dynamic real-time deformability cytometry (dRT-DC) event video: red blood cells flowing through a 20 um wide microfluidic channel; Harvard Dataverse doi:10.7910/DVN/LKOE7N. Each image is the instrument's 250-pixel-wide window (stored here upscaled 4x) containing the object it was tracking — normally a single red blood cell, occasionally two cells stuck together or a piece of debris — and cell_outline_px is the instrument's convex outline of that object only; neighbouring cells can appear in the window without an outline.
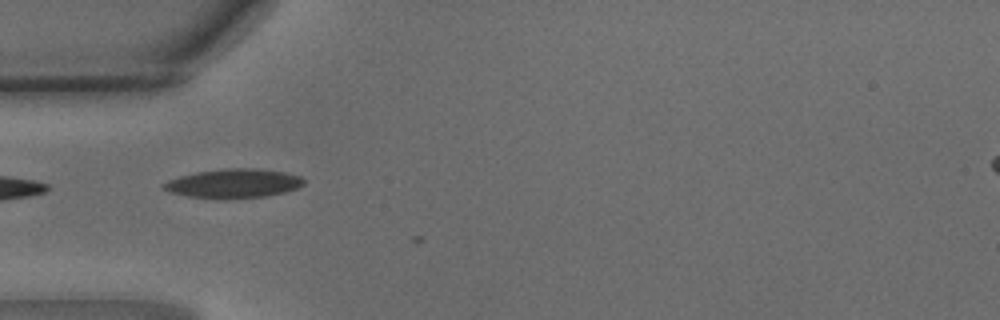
{"species": "common noctule bat (a hibernating species)", "species_latin": "Nyctalus noctula", "temperature_condition": "warm", "stored_images_in_passage": 5, "camera_frame_rate_fps": 3000, "um_per_image_px": 0.085, "animal": {"sex": "male", "body_mass_g": 15.6}, "frame": {"image": 1, "passage_image": 4, "time_ms": 1.0, "image_size_px": [1000, 320], "cell_outline_px": [[304, 184], [296, 188], [284, 192], [264, 196], [224, 200], [188, 196], [172, 192], [164, 188], [160, 184], [168, 180], [180, 176], [196, 172], [224, 168], [256, 168], [284, 172], [300, 176], [304, 180]], "centroid_in_image_um": [19.84, 15.59], "position_along_channel_um": 65.2, "area_um2": 23.81}}